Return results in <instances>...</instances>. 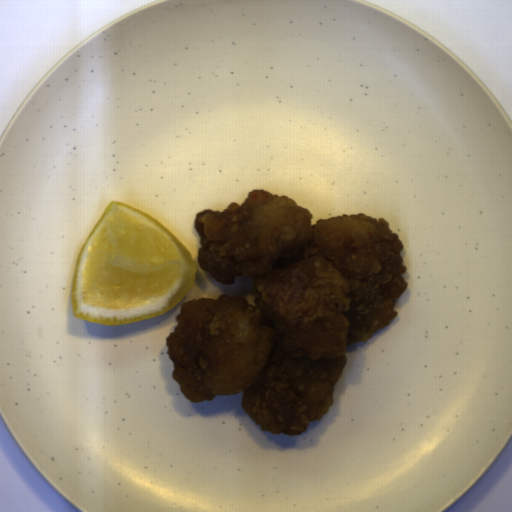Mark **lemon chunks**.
<instances>
[{
	"mask_svg": "<svg viewBox=\"0 0 512 512\" xmlns=\"http://www.w3.org/2000/svg\"><path fill=\"white\" fill-rule=\"evenodd\" d=\"M188 248L141 209L110 201L77 257L73 316L120 325L163 315L193 288Z\"/></svg>",
	"mask_w": 512,
	"mask_h": 512,
	"instance_id": "obj_1",
	"label": "lemon chunks"
}]
</instances>
